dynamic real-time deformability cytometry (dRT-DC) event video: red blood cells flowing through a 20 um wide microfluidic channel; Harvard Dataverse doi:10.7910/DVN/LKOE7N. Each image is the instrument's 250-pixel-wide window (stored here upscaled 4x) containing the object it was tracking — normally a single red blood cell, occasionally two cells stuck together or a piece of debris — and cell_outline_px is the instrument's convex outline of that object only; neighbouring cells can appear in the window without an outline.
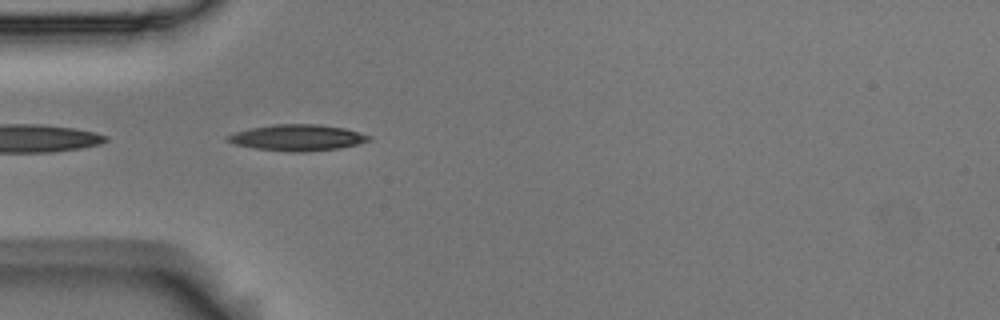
{"species": "Egyptian fruit bat (a non-hibernating species)", "species_latin": "Rousettus aegyptiacus", "temperature_condition": "room temperature", "stored_images_in_passage": 6, "camera_frame_rate_fps": 3000, "um_per_image_px": 0.085, "animal": {"sex": "male"}, "frame": {"image": 1, "passage_image": 3, "time_ms": 0.667, "image_size_px": [1000, 320], "cell_outline_px": [[372, 140], [340, 148], [304, 152], [288, 152], [256, 148], [236, 144], [228, 140], [224, 136], [236, 132], [252, 128], [272, 124], [320, 124], [344, 128], [372, 136]], "centroid_in_image_um": [25.31, 11.7], "position_along_channel_um": 59.7, "area_um2": 21.44}}
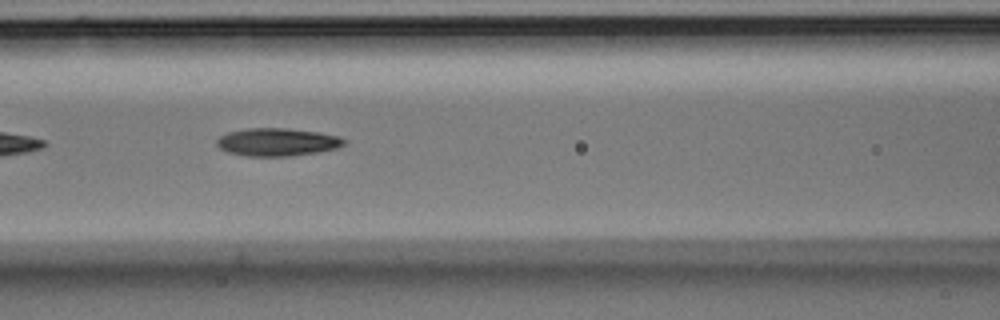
{"frame": {"image": 2, "passage_image": 5, "time_ms": 1.333, "image_size_px": [1000, 320], "cell_outline_px": [[348, 144], [336, 148], [320, 152], [288, 156], [248, 156], [228, 152], [220, 148], [216, 144], [216, 140], [220, 136], [228, 132], [248, 128], [288, 128], [316, 132], [340, 136], [348, 140]], "centroid_in_image_um": [23.61, 12.07], "position_along_channel_um": 143.0, "area_um2": 20.81}}
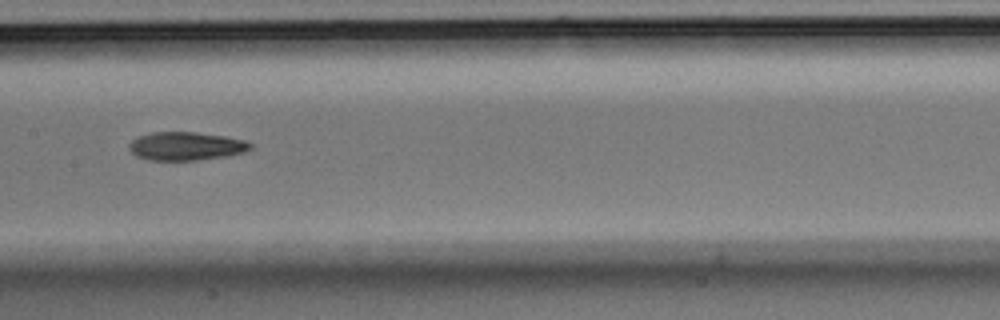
{"frame": {"image": 3, "passage_image": 6, "time_ms": 1.667, "image_size_px": [1000, 320], "cell_outline_px": [[252, 148], [244, 152], [224, 156], [196, 160], [148, 160], [136, 156], [128, 148], [128, 144], [132, 140], [140, 136], [152, 132], [196, 132], [224, 136], [244, 140], [252, 144]], "centroid_in_image_um": [15.79, 12.42], "position_along_channel_um": 191.6, "area_um2": 19.94}}